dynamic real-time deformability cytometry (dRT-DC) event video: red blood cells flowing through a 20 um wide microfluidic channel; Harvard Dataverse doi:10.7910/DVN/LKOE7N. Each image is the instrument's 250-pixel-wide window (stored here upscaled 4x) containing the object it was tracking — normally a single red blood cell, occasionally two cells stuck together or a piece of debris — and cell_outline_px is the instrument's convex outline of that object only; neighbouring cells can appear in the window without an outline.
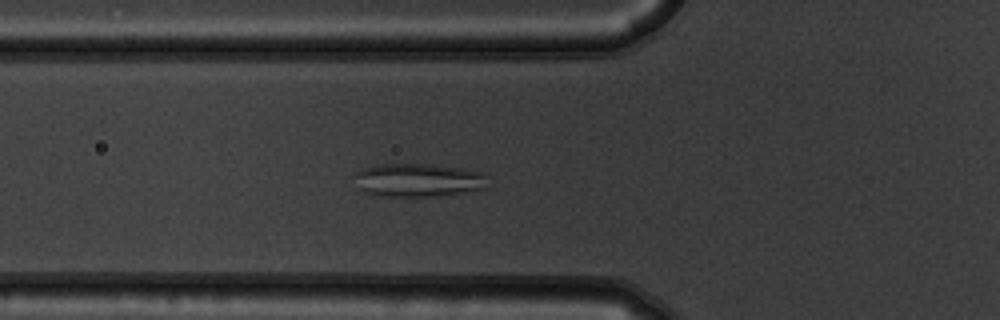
{"species": "common noctule bat (a hibernating species)", "species_latin": "Nyctalus noctula", "temperature_condition": "warm", "stored_images_in_passage": 49, "camera_frame_rate_fps": 3000, "um_per_image_px": 0.085, "animal": {"sex": "male", "body_mass_g": 19.5, "forearm_length_mm": 54.6}, "frame": {"image": 1, "passage_image": 15, "time_ms": 4.667, "image_size_px": [1000, 320], "cell_outline_px": [[488, 188], [432, 196], [376, 196], [364, 192], [356, 188], [356, 172], [364, 168], [376, 164], [432, 164], [460, 168], [484, 172], [488, 176]], "centroid_in_image_um": [35.55, 15.3], "position_along_channel_um": 90.2, "area_um2": 26.13}}
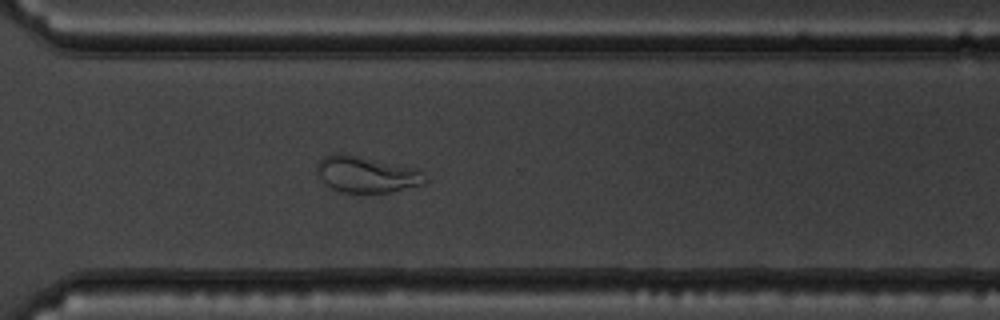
{"frame": {"image": 2, "passage_image": 35, "time_ms": 11.333, "image_size_px": [1000, 320], "cell_outline_px": [[424, 184], [392, 192], [340, 192], [324, 184], [316, 172], [316, 164], [324, 156], [332, 152], [340, 152], [420, 168], [424, 172]], "centroid_in_image_um": [31.13, 14.8], "position_along_channel_um": 339.5, "area_um2": 23.29}}
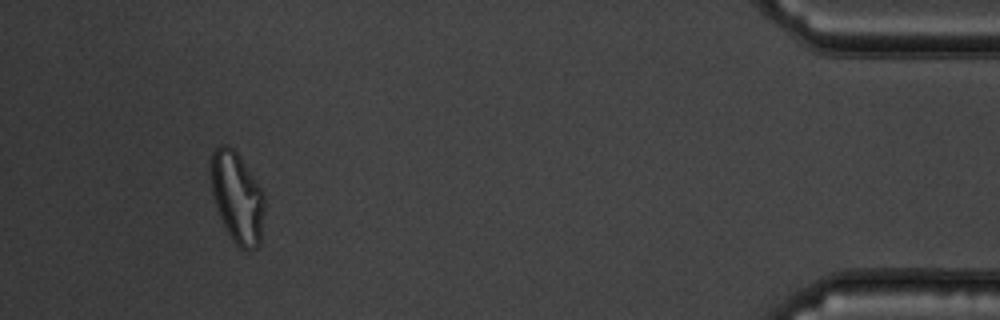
{"frame": {"image": 3, "passage_image": 46, "time_ms": 15.0, "image_size_px": [1000, 320], "cell_outline_px": [[264, 212], [260, 244], [256, 248], [248, 252], [240, 248], [232, 240], [216, 208], [208, 176], [208, 168], [212, 152], [220, 144], [228, 144], [236, 152], [264, 192]], "centroid_in_image_um": [20.13, 16.77], "position_along_channel_um": 415.1, "area_um2": 28.84}}